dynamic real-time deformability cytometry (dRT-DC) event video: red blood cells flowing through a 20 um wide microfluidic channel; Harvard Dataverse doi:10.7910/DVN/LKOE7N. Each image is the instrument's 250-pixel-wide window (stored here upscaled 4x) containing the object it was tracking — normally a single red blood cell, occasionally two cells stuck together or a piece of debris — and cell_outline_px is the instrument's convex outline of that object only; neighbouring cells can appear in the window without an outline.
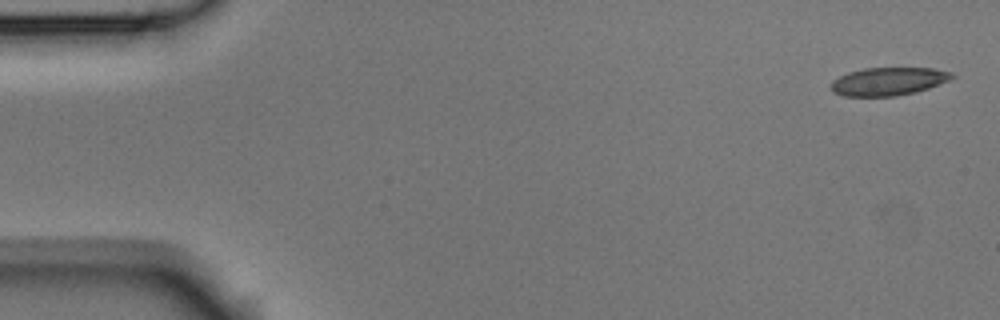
{"species": "Egyptian fruit bat (a non-hibernating species)", "species_latin": "Rousettus aegyptiacus", "temperature_condition": "room temperature", "stored_images_in_passage": 5, "segment_of_instrument_passage": [2, 2], "camera_frame_rate_fps": 3000, "um_per_image_px": 0.085, "animal": {"sex": "male"}, "frame": {"image": 1, "passage_image": 5, "time_ms": 1.333, "image_size_px": [1000, 320], "cell_outline_px": [[956, 76], [948, 80], [928, 88], [916, 92], [896, 96], [844, 96], [832, 92], [832, 80], [848, 72], [864, 68], [932, 68], [952, 72]], "centroid_in_image_um": [75.5, 6.91], "position_along_channel_um": 9.5, "area_um2": 19.71}}